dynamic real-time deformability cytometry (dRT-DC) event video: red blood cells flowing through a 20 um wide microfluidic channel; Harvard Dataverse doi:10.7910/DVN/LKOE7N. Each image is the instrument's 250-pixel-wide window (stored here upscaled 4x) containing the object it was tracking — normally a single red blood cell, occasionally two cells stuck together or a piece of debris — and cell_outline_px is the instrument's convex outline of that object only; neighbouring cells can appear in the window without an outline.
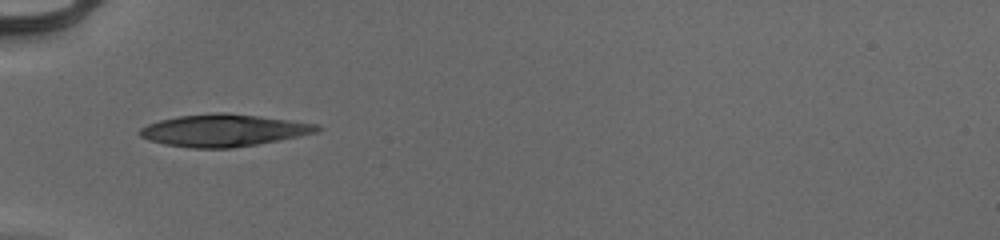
{"species": "human", "species_latin": "Homo sapiens", "temperature_condition": "cold", "stored_images_in_passage": 35, "camera_frame_rate_fps": 3000, "um_per_image_px": 0.085, "donor": {"sex": "male"}, "frame": {"image": 1, "passage_image": 1, "time_ms": 0.0, "image_size_px": [1000, 240], "cell_outline_px": [[320, 128], [316, 132], [280, 140], [232, 148], [192, 148], [164, 144], [148, 140], [140, 136], [140, 128], [148, 124], [160, 120], [180, 116], [216, 112], [228, 112], [320, 124]], "centroid_in_image_um": [19.0, 11.08], "position_along_channel_um": 66.0, "area_um2": 33.06}}
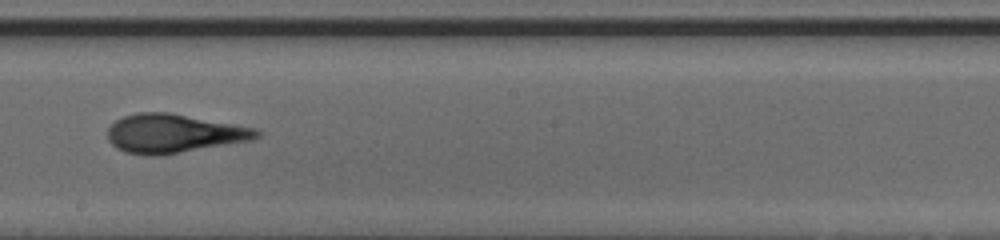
{"frame": {"image": 2, "passage_image": 14, "time_ms": 4.333, "image_size_px": [1000, 240], "cell_outline_px": [[260, 136], [252, 140], [160, 156], [148, 156], [124, 152], [116, 148], [108, 140], [108, 128], [116, 120], [124, 116], [136, 112], [168, 112], [256, 128], [260, 132]], "centroid_in_image_um": [14.74, 11.35], "position_along_channel_um": 233.5, "area_um2": 33.76}}
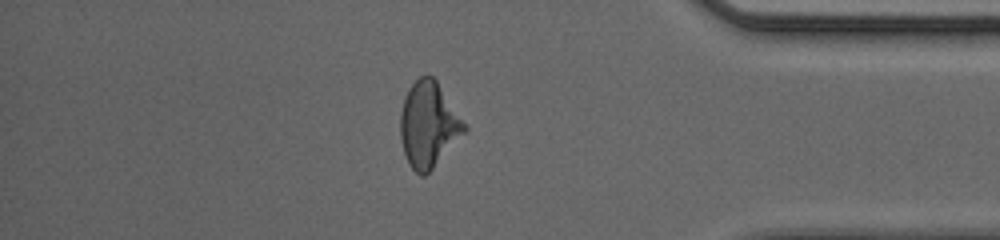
{"frame": {"image": 3, "passage_image": 28, "time_ms": 9.0, "image_size_px": [1000, 240], "cell_outline_px": [[468, 128], [432, 168], [424, 176], [420, 176], [408, 164], [400, 140], [400, 112], [404, 96], [408, 88], [420, 76], [432, 76], [436, 80]], "centroid_in_image_um": [36.38, 10.59], "position_along_channel_um": 398.8, "area_um2": 31.39}, "authors_computed_cell_mechanics": {"area_um2": 32.1946, "velocity_mm_per_s": 3.9846, "shape_relaxation_time_tau1_ms": 4.5758, "shape_relaxation_time_tau2_ms": 1.0043, "deformation_change_tau1": 0.2189, "deformation_change_tau2": 0.0984}}